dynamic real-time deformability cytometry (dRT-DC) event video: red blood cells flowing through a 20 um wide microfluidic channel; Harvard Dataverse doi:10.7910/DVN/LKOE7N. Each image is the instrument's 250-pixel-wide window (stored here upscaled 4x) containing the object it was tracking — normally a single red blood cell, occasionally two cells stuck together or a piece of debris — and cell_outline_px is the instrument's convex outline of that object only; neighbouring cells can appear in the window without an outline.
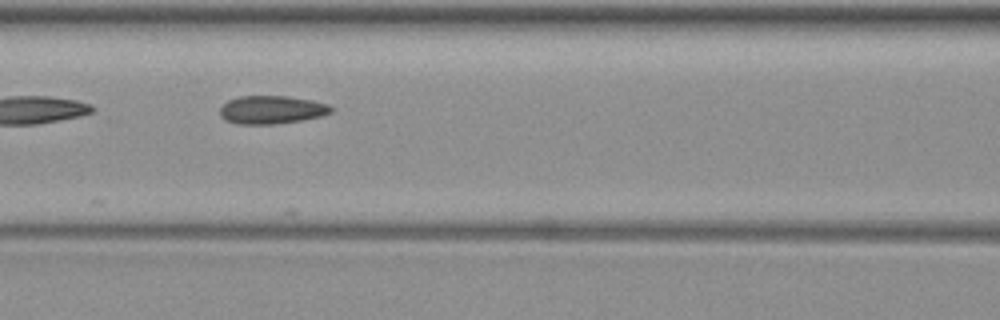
{"species": "common noctule bat (a hibernating species)", "species_latin": "Nyctalus noctula", "temperature_condition": "warm", "stored_images_in_passage": 5, "camera_frame_rate_fps": 3000, "um_per_image_px": 0.085, "animal": {"sex": "female", "body_mass_g": 19.3, "forearm_length_mm": 54.1}, "frame": {"image": 1, "passage_image": 4, "time_ms": 3.667, "image_size_px": [1000, 320], "cell_outline_px": [[336, 108], [332, 112], [320, 116], [300, 120], [276, 124], [236, 124], [224, 120], [220, 116], [220, 108], [228, 100], [240, 96], [288, 96], [312, 100], [328, 104]], "centroid_in_image_um": [23.09, 9.33], "position_along_channel_um": 143.5, "area_um2": 18.38}}